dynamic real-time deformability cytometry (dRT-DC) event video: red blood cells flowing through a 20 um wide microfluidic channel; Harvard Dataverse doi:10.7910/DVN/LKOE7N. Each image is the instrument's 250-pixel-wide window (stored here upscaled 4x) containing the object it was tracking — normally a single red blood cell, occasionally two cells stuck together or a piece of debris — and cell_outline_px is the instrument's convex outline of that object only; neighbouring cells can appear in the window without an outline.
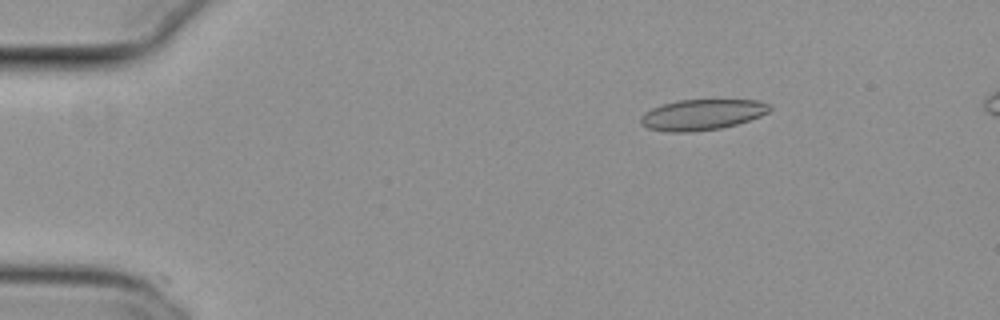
{"species": "common noctule bat (a hibernating species)", "species_latin": "Nyctalus noctula", "temperature_condition": "cold", "stored_images_in_passage": 56, "segment_of_instrument_passage": [1, 2], "camera_frame_rate_fps": 3000, "um_per_image_px": 0.085, "animal": {"sex": "female", "body_mass_g": 29.2, "forearm_length_mm": 56.3}, "frame": {"image": 1, "passage_image": 9, "time_ms": 2.667, "image_size_px": [1000, 320], "cell_outline_px": [[772, 108], [768, 112], [760, 116], [736, 124], [720, 128], [692, 132], [668, 132], [648, 128], [640, 124], [640, 116], [644, 112], [652, 108], [664, 104], [680, 100], [756, 100], [768, 104]], "centroid_in_image_um": [59.64, 9.75], "position_along_channel_um": 25.4, "area_um2": 22.95}}
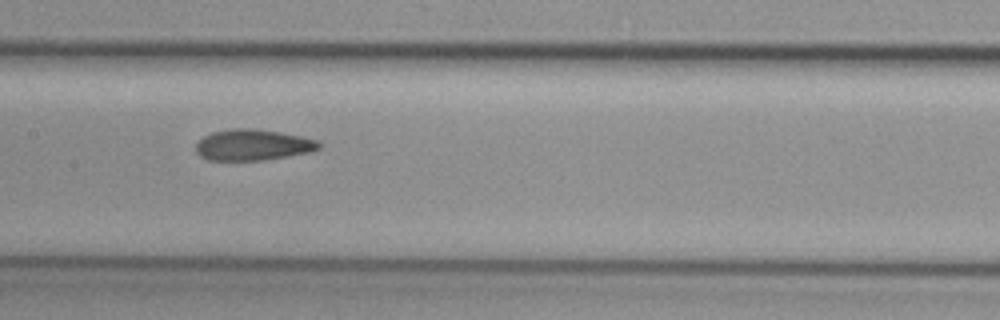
{"frame": {"image": 2, "passage_image": 28, "time_ms": 9.0, "image_size_px": [1000, 320], "cell_outline_px": [[320, 148], [312, 152], [264, 160], [208, 160], [200, 156], [196, 152], [196, 144], [204, 136], [212, 132], [232, 128], [256, 128], [280, 132], [320, 140]], "centroid_in_image_um": [21.51, 12.31], "position_along_channel_um": 185.9, "area_um2": 22.43}}
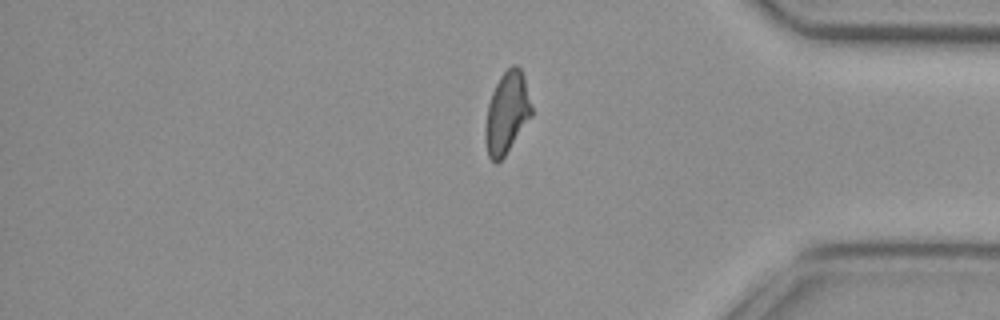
{"frame": {"image": 3, "passage_image": 46, "time_ms": 15.0, "image_size_px": [1000, 320], "cell_outline_px": [[532, 116], [504, 156], [496, 164], [488, 156], [484, 140], [484, 128], [488, 104], [492, 92], [500, 76], [512, 64], [516, 64], [520, 68], [524, 76], [532, 108]], "centroid_in_image_um": [43.07, 9.59], "position_along_channel_um": 392.1, "area_um2": 22.02}}